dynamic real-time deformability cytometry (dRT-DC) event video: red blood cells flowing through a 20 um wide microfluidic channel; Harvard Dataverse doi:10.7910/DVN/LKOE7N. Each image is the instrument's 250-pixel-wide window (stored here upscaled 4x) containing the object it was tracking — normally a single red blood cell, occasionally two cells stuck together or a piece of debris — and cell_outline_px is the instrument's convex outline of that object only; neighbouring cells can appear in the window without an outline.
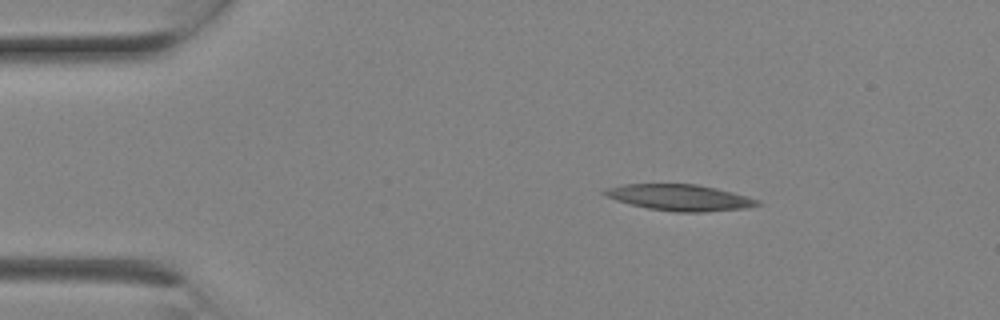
{"species": "Egyptian fruit bat (a non-hibernating species)", "species_latin": "Rousettus aegyptiacus", "temperature_condition": "room temperature", "stored_images_in_passage": 2, "camera_frame_rate_fps": 3000, "um_per_image_px": 0.085, "animal": {"sex": "female"}, "frame": {"image": 1, "passage_image": 2, "time_ms": 0.333, "image_size_px": [1000, 320], "cell_outline_px": [[760, 204], [744, 208], [704, 212], [676, 212], [648, 208], [616, 200], [604, 196], [600, 192], [604, 188], [624, 184], [696, 184], [716, 188], [732, 192], [760, 200]], "centroid_in_image_um": [57.72, 16.78], "position_along_channel_um": 27.3, "area_um2": 23.24}}